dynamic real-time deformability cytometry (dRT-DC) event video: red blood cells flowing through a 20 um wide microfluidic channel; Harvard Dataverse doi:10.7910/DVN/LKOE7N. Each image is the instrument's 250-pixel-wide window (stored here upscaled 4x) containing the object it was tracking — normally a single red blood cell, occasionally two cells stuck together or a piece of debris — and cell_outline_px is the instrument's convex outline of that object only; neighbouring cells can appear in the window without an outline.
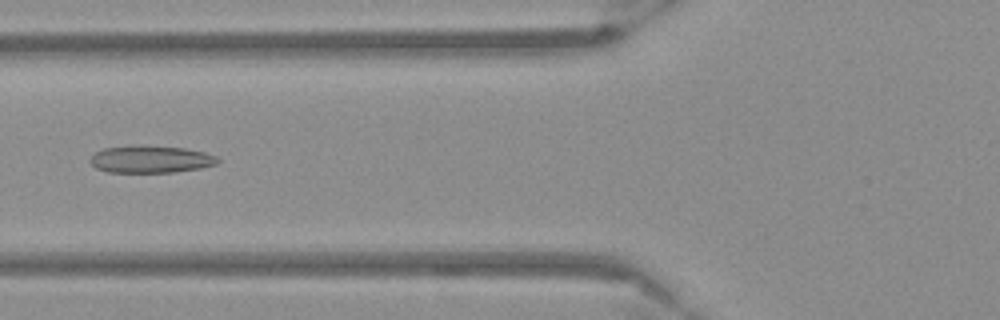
{"species": "Egyptian fruit bat (a non-hibernating species)", "species_latin": "Rousettus aegyptiacus", "temperature_condition": "warm", "stored_images_in_passage": 40, "camera_frame_rate_fps": 3000, "um_per_image_px": 0.085, "frame": {"image": 1, "passage_image": 8, "time_ms": 2.333, "image_size_px": [1000, 320], "cell_outline_px": [[220, 160], [216, 164], [200, 168], [172, 172], [108, 172], [96, 168], [88, 160], [96, 152], [104, 148], [132, 144], [184, 148], [204, 152], [216, 156]], "centroid_in_image_um": [12.78, 13.52], "position_along_channel_um": 113.0, "area_um2": 20.35}}
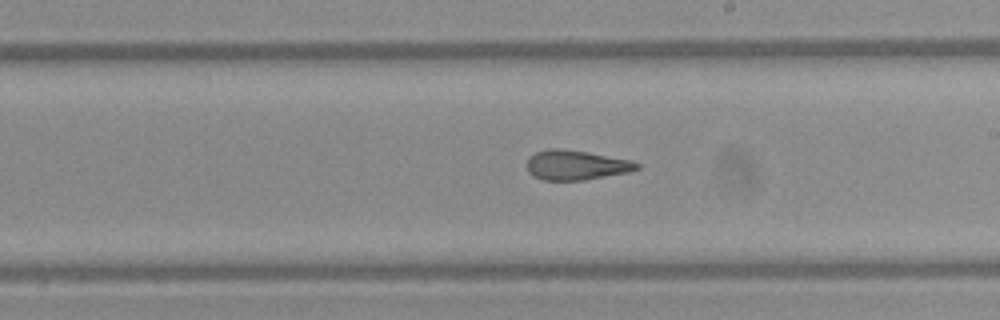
{"frame": {"image": 2, "passage_image": 18, "time_ms": 5.667, "image_size_px": [1000, 320], "cell_outline_px": [[640, 168], [628, 172], [584, 180], [544, 180], [532, 176], [528, 172], [528, 156], [536, 152], [548, 148], [560, 148], [588, 152], [632, 160], [640, 164]], "centroid_in_image_um": [48.96, 14.02], "position_along_channel_um": 240.0, "area_um2": 19.13}}
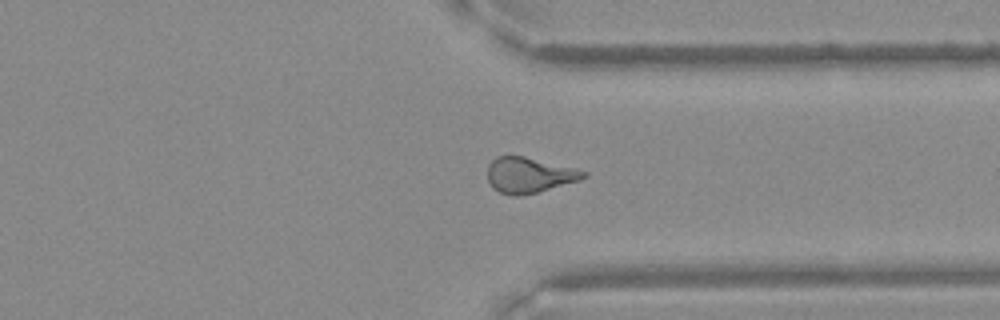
{"frame": {"image": 3, "passage_image": 28, "time_ms": 9.0, "image_size_px": [1000, 320], "cell_outline_px": [[588, 176], [580, 180], [536, 192], [520, 196], [512, 196], [500, 192], [492, 188], [488, 180], [488, 164], [496, 156], [524, 156], [576, 168], [588, 172]], "centroid_in_image_um": [44.98, 14.88], "position_along_channel_um": 366.4, "area_um2": 19.88}}